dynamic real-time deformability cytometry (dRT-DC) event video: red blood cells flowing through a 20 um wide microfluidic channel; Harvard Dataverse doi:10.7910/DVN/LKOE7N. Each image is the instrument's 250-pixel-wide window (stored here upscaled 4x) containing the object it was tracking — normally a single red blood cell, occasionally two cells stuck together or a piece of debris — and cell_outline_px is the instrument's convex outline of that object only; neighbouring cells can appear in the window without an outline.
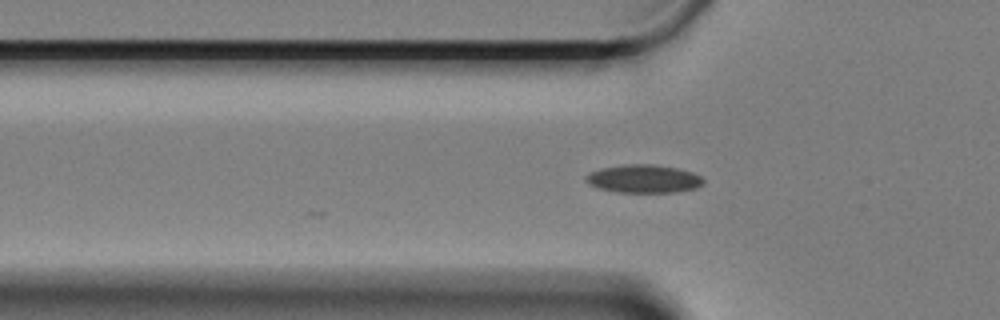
{"species": "Egyptian fruit bat (a non-hibernating species)", "species_latin": "Rousettus aegyptiacus", "temperature_condition": "cold", "stored_images_in_passage": 46, "camera_frame_rate_fps": 3000, "um_per_image_px": 0.085, "animal": {"sex": "female"}, "frame": {"image": 1, "passage_image": 4, "time_ms": 1.0, "image_size_px": [1000, 320], "cell_outline_px": [[704, 184], [696, 188], [676, 192], [616, 192], [596, 188], [588, 184], [584, 180], [584, 176], [588, 172], [604, 168], [624, 164], [652, 164], [676, 168], [692, 172], [700, 176], [704, 180]], "centroid_in_image_um": [54.67, 15.2], "position_along_channel_um": 71.1, "area_um2": 19.42}}
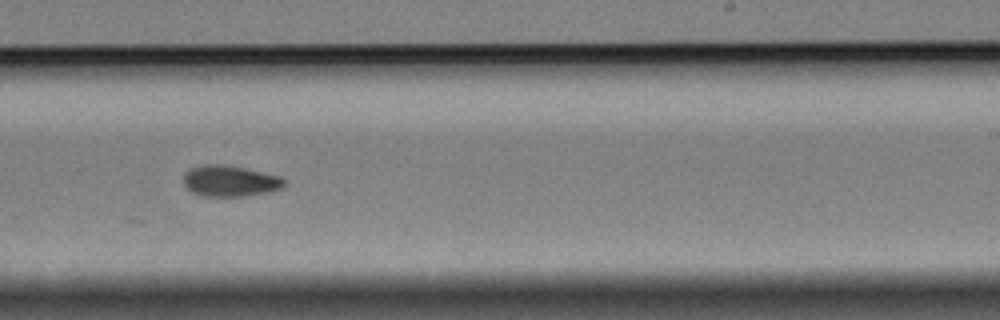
{"frame": {"image": 2, "passage_image": 22, "time_ms": 7.0, "image_size_px": [1000, 320], "cell_outline_px": [[284, 188], [268, 192], [248, 196], [200, 196], [192, 192], [184, 184], [184, 172], [188, 168], [200, 164], [224, 164], [244, 168], [280, 176], [284, 180]], "centroid_in_image_um": [19.52, 15.38], "position_along_channel_um": 269.5, "area_um2": 18.44}}
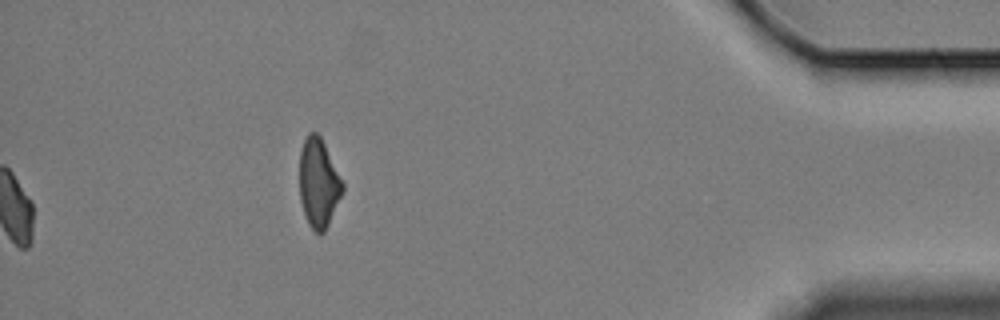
{"frame": {"image": 3, "passage_image": 46, "time_ms": 15.0, "image_size_px": [1000, 320], "cell_outline_px": [[344, 192], [324, 232], [320, 236], [308, 224], [300, 200], [300, 152], [304, 140], [308, 132], [316, 132], [320, 136], [344, 184]], "centroid_in_image_um": [27.08, 15.58], "position_along_channel_um": 408.1, "area_um2": 22.2}, "authors_computed_cell_mechanics": {"area_um2": 18.1203, "velocity_mm_per_s": 3.2959, "shape_relaxation_time_tau1_ms": null, "shape_relaxation_time_tau2_ms": 3.2732, "deformation_change_tau1": null, "deformation_change_tau2": 0.0695}}